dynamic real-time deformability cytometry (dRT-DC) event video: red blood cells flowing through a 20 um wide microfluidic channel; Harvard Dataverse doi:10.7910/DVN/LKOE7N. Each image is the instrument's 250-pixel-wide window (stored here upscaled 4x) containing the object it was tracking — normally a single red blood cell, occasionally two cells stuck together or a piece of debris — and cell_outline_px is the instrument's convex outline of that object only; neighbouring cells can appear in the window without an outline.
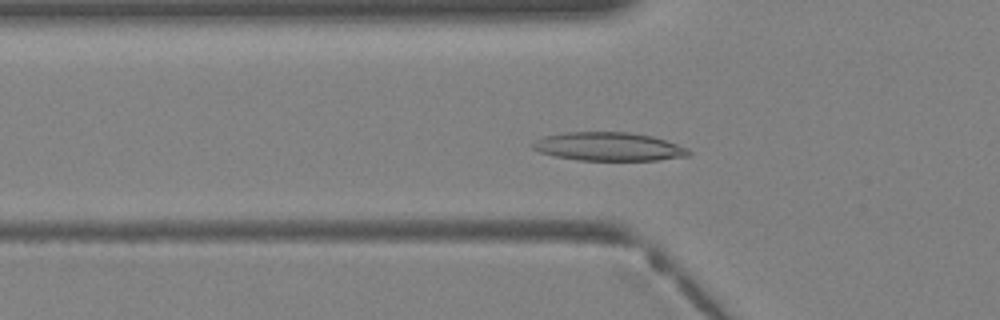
{"species": "Egyptian fruit bat (a non-hibernating species)", "species_latin": "Rousettus aegyptiacus", "temperature_condition": "warm", "stored_images_in_passage": 40, "camera_frame_rate_fps": 3000, "um_per_image_px": 0.085, "animal": {"sex": "female"}, "frame": {"image": 1, "passage_image": 14, "time_ms": 4.333, "image_size_px": [1000, 320], "cell_outline_px": [[692, 152], [688, 156], [660, 160], [580, 160], [556, 156], [540, 152], [532, 148], [532, 144], [536, 140], [544, 136], [564, 132], [632, 132], [652, 136], [688, 148]], "centroid_in_image_um": [51.76, 12.46], "position_along_channel_um": 74.0, "area_um2": 25.84}}
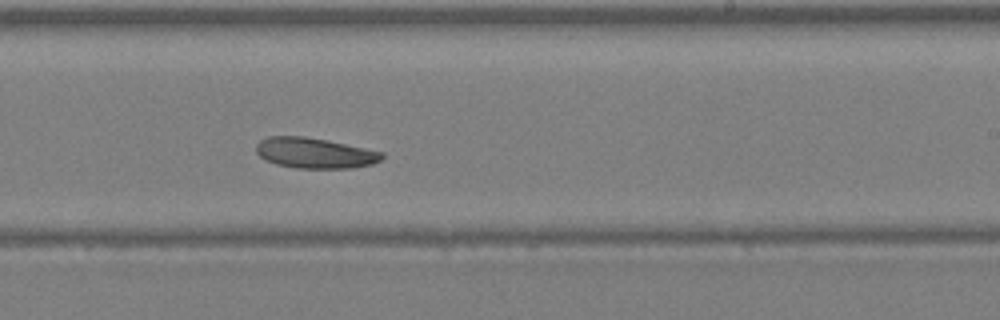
{"frame": {"image": 2, "passage_image": 25, "time_ms": 8.0, "image_size_px": [1000, 320], "cell_outline_px": [[384, 156], [380, 160], [372, 164], [352, 168], [296, 168], [276, 164], [260, 156], [256, 152], [256, 144], [260, 140], [268, 136], [304, 136], [384, 152]], "centroid_in_image_um": [26.74, 13.01], "position_along_channel_um": 262.3, "area_um2": 22.14}}
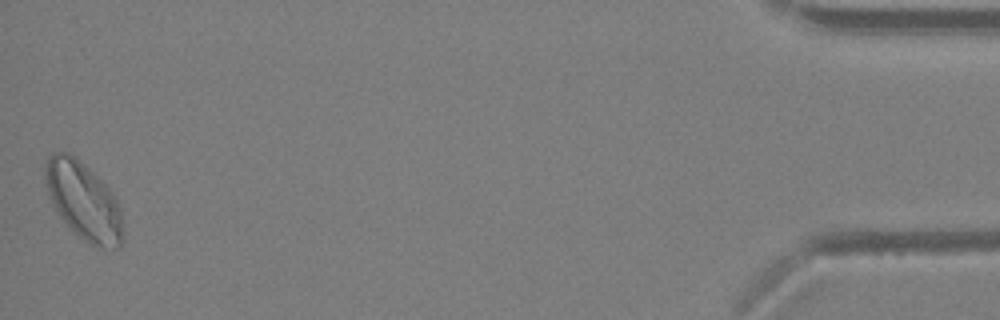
{"frame": {"image": 3, "passage_image": 40, "time_ms": 13.0, "image_size_px": [1000, 320], "cell_outline_px": [[124, 240], [120, 248], [100, 248], [88, 244], [60, 216], [44, 184], [44, 164], [48, 156], [52, 152], [68, 152], [76, 156], [112, 192], [120, 208]], "centroid_in_image_um": [7.1, 17.07], "position_along_channel_um": 428.1, "area_um2": 35.03}}